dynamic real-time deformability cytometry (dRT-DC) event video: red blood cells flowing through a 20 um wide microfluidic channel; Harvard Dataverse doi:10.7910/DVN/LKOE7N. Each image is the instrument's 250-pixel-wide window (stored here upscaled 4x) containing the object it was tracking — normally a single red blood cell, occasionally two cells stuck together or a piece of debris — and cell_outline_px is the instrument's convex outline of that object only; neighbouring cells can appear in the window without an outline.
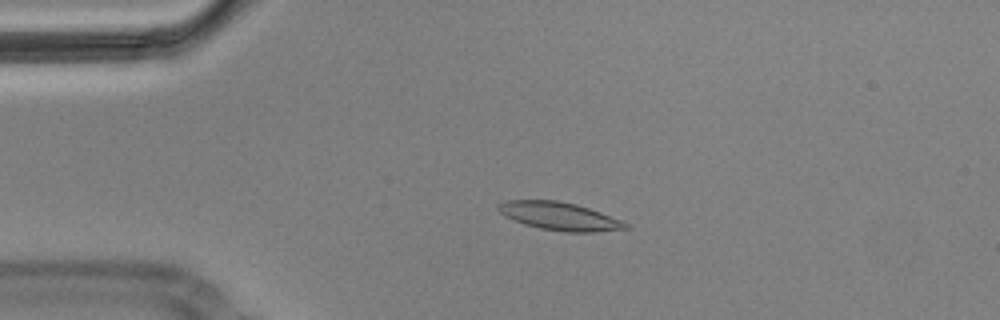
{"species": "Egyptian fruit bat (a non-hibernating species)", "species_latin": "Rousettus aegyptiacus", "temperature_condition": "cold", "stored_images_in_passage": 4, "camera_frame_rate_fps": 3000, "um_per_image_px": 0.085, "animal": {"sex": "male"}, "frame": {"image": 1, "passage_image": 3, "time_ms": 0.667, "image_size_px": [1000, 320], "cell_outline_px": [[632, 228], [596, 232], [564, 232], [540, 228], [524, 224], [512, 220], [504, 216], [496, 208], [496, 204], [504, 200], [556, 200], [576, 204], [600, 212], [620, 220], [628, 224]], "centroid_in_image_um": [47.51, 18.37], "position_along_channel_um": 37.5, "area_um2": 20.92}}